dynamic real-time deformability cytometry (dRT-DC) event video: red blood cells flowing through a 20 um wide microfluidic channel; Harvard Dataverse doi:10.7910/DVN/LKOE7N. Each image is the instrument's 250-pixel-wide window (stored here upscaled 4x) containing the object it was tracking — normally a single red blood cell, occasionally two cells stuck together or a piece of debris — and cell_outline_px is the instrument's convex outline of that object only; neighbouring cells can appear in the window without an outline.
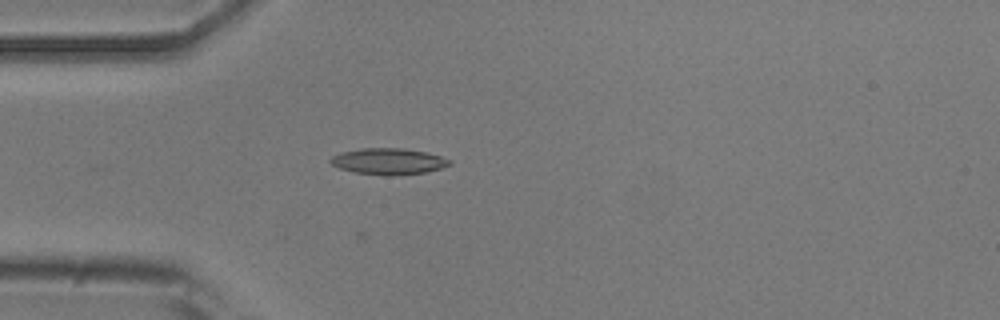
{"species": "common noctule bat (a hibernating species)", "species_latin": "Nyctalus noctula", "temperature_condition": "room temperature", "stored_images_in_passage": 5, "camera_frame_rate_fps": 3000, "um_per_image_px": 0.085, "animal": {"sex": "male", "body_mass_g": 20.5, "forearm_length_mm": 52.5}, "frame": {"image": 1, "passage_image": 5, "time_ms": 4.667, "image_size_px": [1000, 320], "cell_outline_px": [[452, 164], [428, 172], [392, 176], [384, 176], [352, 172], [340, 168], [332, 164], [328, 160], [332, 156], [340, 152], [360, 148], [404, 148], [424, 152], [440, 156], [452, 160]], "centroid_in_image_um": [33.0, 13.72], "position_along_channel_um": 52.0, "area_um2": 18.44}}